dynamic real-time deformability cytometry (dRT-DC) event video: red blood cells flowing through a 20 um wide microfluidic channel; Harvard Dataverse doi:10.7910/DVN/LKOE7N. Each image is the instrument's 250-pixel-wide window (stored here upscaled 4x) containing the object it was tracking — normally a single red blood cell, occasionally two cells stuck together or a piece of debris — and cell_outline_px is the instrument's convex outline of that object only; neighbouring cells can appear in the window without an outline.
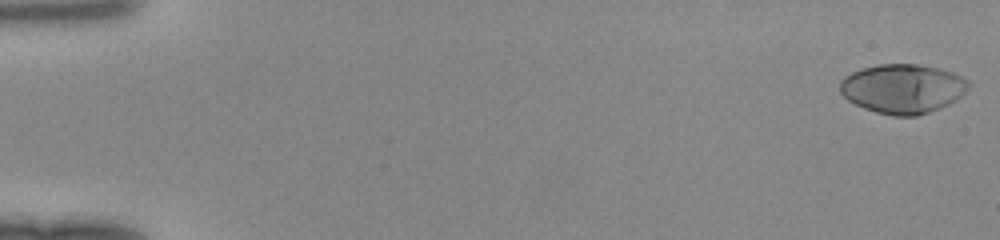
{"species": "human", "species_latin": "Homo sapiens", "temperature_condition": "room temperature", "stored_images_in_passage": 48, "camera_frame_rate_fps": 3000, "um_per_image_px": 0.085, "donor": {"sex": "female"}, "frame": {"image": 1, "passage_image": 1, "time_ms": 0.0, "image_size_px": [1000, 240], "cell_outline_px": [[972, 84], [960, 96], [948, 104], [940, 108], [916, 116], [892, 116], [876, 112], [864, 108], [848, 100], [840, 92], [840, 80], [844, 76], [860, 68], [876, 64], [916, 64], [940, 68], [952, 72], [968, 80]], "centroid_in_image_um": [76.71, 7.52], "position_along_channel_um": 8.3, "area_um2": 37.05}}
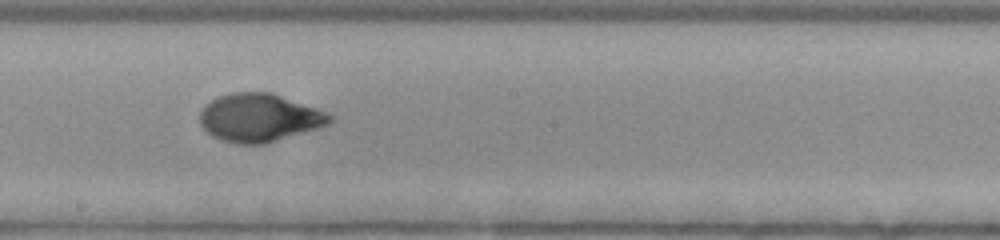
{"frame": {"image": 2, "passage_image": 28, "time_ms": 9.0, "image_size_px": [1000, 240], "cell_outline_px": [[332, 120], [328, 124], [316, 128], [264, 144], [236, 144], [220, 140], [212, 136], [200, 124], [200, 108], [204, 104], [228, 92], [272, 92], [316, 108], [332, 116]], "centroid_in_image_um": [21.98, 10.0], "position_along_channel_um": 226.2, "area_um2": 36.3}}
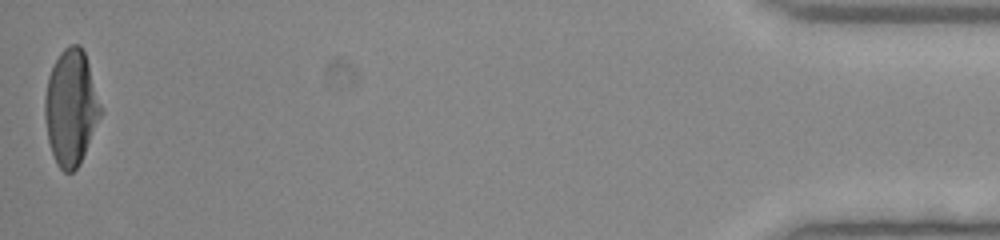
{"frame": {"image": 3, "passage_image": 48, "time_ms": 15.667, "image_size_px": [1000, 240], "cell_outline_px": [[104, 112], [80, 164], [72, 172], [64, 172], [56, 164], [48, 140], [44, 116], [44, 100], [48, 76], [60, 52], [68, 44], [80, 44], [84, 52]], "centroid_in_image_um": [6.04, 9.16], "position_along_channel_um": 429.2, "area_um2": 37.86}}